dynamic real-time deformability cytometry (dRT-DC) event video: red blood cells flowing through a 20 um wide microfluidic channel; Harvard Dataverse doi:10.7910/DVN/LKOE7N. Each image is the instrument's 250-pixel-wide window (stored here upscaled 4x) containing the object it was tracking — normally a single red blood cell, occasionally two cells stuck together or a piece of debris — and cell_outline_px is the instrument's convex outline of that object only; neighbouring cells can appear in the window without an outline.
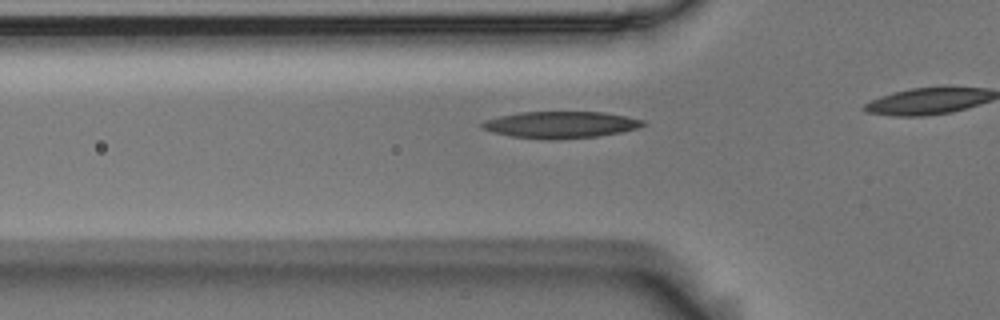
{"species": "Egyptian fruit bat (a non-hibernating species)", "species_latin": "Rousettus aegyptiacus", "temperature_condition": "room temperature", "stored_images_in_passage": 13, "camera_frame_rate_fps": 3000, "um_per_image_px": 0.085, "animal": {"sex": "male"}, "frame": {"image": 1, "passage_image": 8, "time_ms": 2.333, "image_size_px": [1000, 320], "cell_outline_px": [[648, 124], [636, 128], [620, 132], [596, 136], [552, 140], [540, 140], [512, 136], [492, 132], [484, 128], [480, 124], [484, 120], [500, 116], [520, 112], [604, 112], [644, 120]], "centroid_in_image_um": [47.64, 10.6], "position_along_channel_um": 78.2, "area_um2": 24.97}}
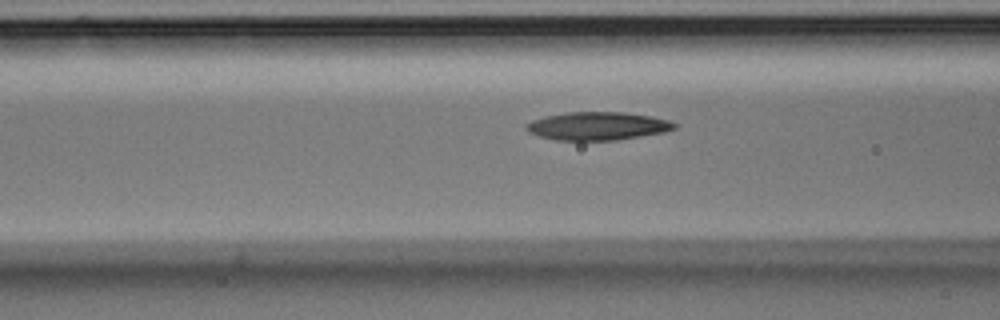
{"frame": {"image": 2, "passage_image": 11, "time_ms": 3.333, "image_size_px": [1000, 320], "cell_outline_px": [[676, 128], [664, 132], [616, 140], [556, 140], [540, 136], [528, 132], [524, 128], [524, 124], [532, 120], [544, 116], [568, 112], [624, 112], [652, 116], [668, 120], [676, 124]], "centroid_in_image_um": [50.76, 10.7], "position_along_channel_um": 115.8, "area_um2": 24.33}}